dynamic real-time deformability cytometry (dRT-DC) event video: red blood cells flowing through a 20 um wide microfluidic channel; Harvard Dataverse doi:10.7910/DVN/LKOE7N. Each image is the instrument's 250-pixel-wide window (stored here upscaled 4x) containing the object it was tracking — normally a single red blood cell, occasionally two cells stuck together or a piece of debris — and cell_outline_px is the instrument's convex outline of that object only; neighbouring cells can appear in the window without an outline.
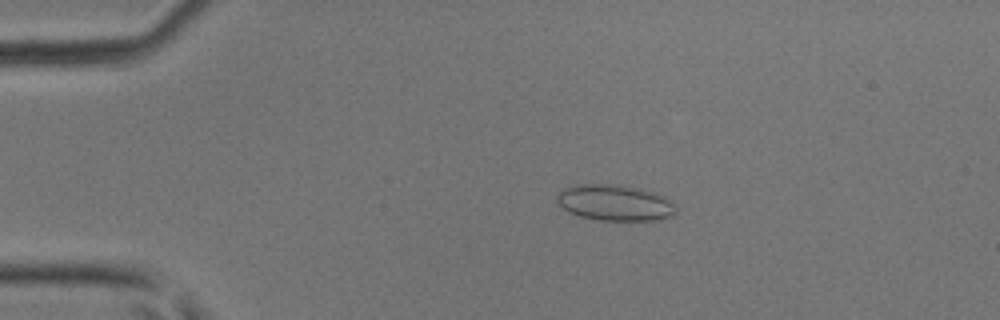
{"species": "common noctule bat (a hibernating species)", "species_latin": "Nyctalus noctula", "temperature_condition": "room temperature", "stored_images_in_passage": 42, "camera_frame_rate_fps": 3000, "um_per_image_px": 0.085, "animal": {"sex": "male", "body_mass_g": 17.9, "forearm_length_mm": 54.2}, "frame": {"image": 1, "passage_image": 5, "time_ms": 1.333, "image_size_px": [1000, 320], "cell_outline_px": [[676, 212], [672, 216], [660, 220], [596, 220], [580, 216], [568, 212], [556, 200], [556, 196], [564, 188], [576, 184], [620, 184], [652, 192], [664, 196], [676, 204]], "centroid_in_image_um": [52.28, 17.23], "position_along_channel_um": 32.7, "area_um2": 25.09}}
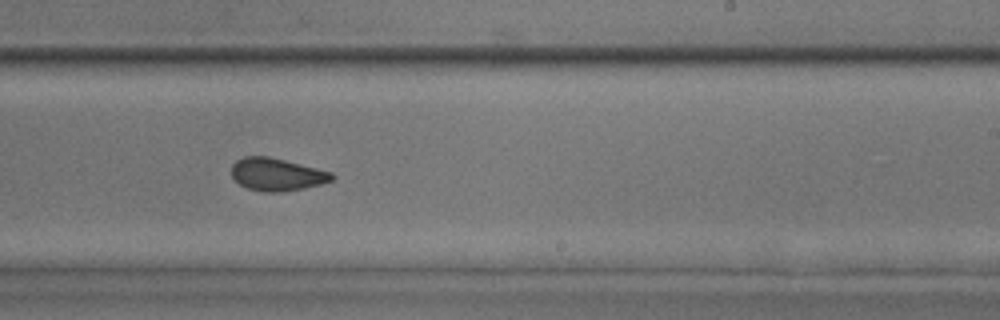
{"frame": {"image": 2, "passage_image": 24, "time_ms": 7.667, "image_size_px": [1000, 320], "cell_outline_px": [[336, 176], [332, 180], [320, 184], [304, 188], [284, 192], [264, 192], [248, 188], [240, 184], [232, 176], [232, 164], [236, 160], [244, 156], [268, 156], [332, 172]], "centroid_in_image_um": [23.53, 14.83], "position_along_channel_um": 265.5, "area_um2": 19.02}}
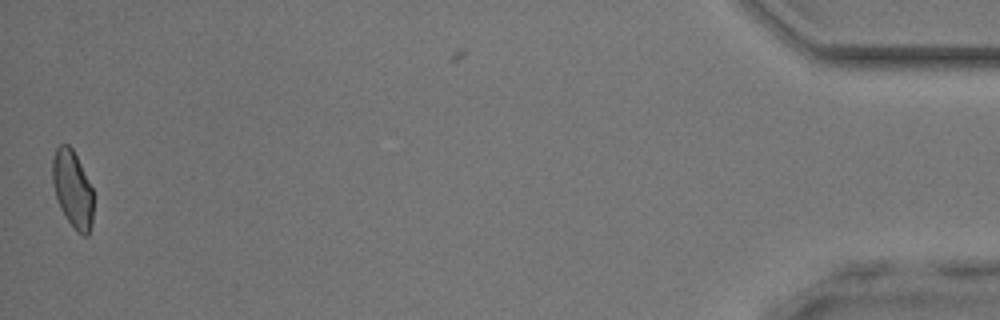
{"frame": {"image": 3, "passage_image": 41, "time_ms": 13.333, "image_size_px": [1000, 320], "cell_outline_px": [[92, 224], [88, 236], [84, 236], [76, 232], [60, 208], [56, 196], [52, 180], [52, 160], [56, 148], [60, 144], [68, 144], [72, 148], [92, 188]], "centroid_in_image_um": [6.16, 16.09], "position_along_channel_um": 429.0, "area_um2": 18.21}}